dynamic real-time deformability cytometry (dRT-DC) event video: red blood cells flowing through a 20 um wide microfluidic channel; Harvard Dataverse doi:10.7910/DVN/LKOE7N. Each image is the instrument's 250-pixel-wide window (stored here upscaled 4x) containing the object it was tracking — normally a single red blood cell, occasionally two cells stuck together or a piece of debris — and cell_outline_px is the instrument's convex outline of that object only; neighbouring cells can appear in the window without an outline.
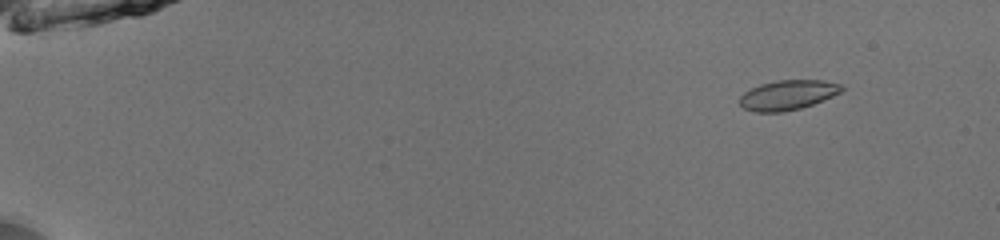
{"species": "common noctule bat (a hibernating species)", "species_latin": "Nyctalus noctula", "temperature_condition": "room temperature", "stored_images_in_passage": 53, "camera_frame_rate_fps": 3000, "um_per_image_px": 0.085, "animal": {"sex": "male", "body_mass_g": 13.0, "forearm_length_mm": 53.1}, "frame": {"image": 1, "passage_image": 7, "time_ms": 2.0, "image_size_px": [1000, 240], "cell_outline_px": [[844, 88], [840, 92], [832, 96], [812, 104], [800, 108], [784, 112], [756, 112], [744, 108], [740, 104], [740, 96], [744, 92], [760, 84], [776, 80], [824, 80], [840, 84]], "centroid_in_image_um": [66.94, 8.07], "position_along_channel_um": 18.1, "area_um2": 17.57}}
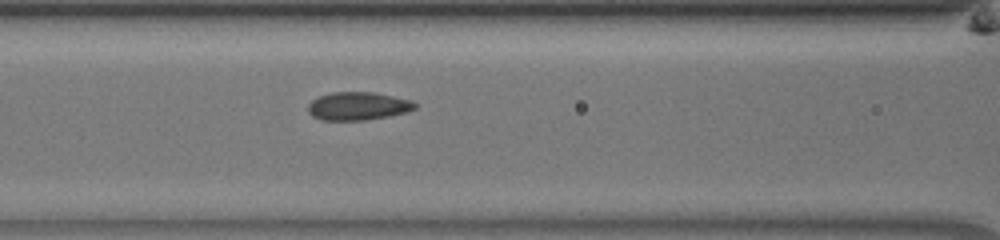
{"frame": {"image": 2, "passage_image": 26, "time_ms": 8.333, "image_size_px": [1000, 240], "cell_outline_px": [[416, 108], [408, 112], [388, 116], [364, 120], [324, 120], [312, 116], [308, 112], [308, 104], [312, 100], [320, 96], [332, 92], [376, 92], [412, 100], [416, 104]], "centroid_in_image_um": [30.44, 9.01], "position_along_channel_um": 136.2, "area_um2": 17.57}}
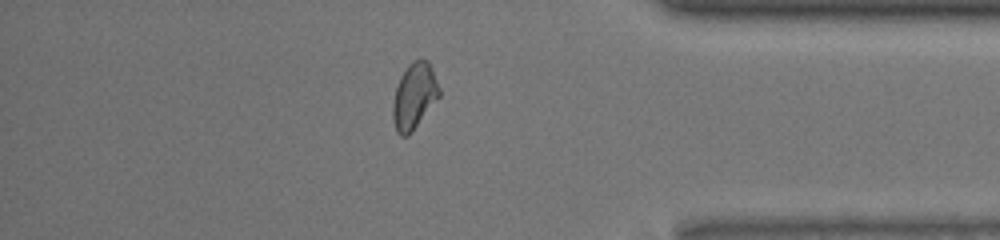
{"frame": {"image": 3, "passage_image": 47, "time_ms": 15.333, "image_size_px": [1000, 240], "cell_outline_px": [[440, 96], [412, 132], [408, 136], [400, 136], [396, 132], [392, 116], [392, 104], [396, 88], [400, 76], [408, 64], [412, 60], [420, 56], [428, 60], [432, 68], [440, 88]], "centroid_in_image_um": [35.21, 8.14], "position_along_channel_um": 400.0, "area_um2": 18.21}, "authors_computed_cell_mechanics": {"area_um2": 17.4556, "velocity_mm_per_s": 3.9942, "shape_relaxation_time_tau1_ms": 4.0338, "shape_relaxation_time_tau2_ms": null, "deformation_change_tau1": 0.0918, "deformation_change_tau2": null}}